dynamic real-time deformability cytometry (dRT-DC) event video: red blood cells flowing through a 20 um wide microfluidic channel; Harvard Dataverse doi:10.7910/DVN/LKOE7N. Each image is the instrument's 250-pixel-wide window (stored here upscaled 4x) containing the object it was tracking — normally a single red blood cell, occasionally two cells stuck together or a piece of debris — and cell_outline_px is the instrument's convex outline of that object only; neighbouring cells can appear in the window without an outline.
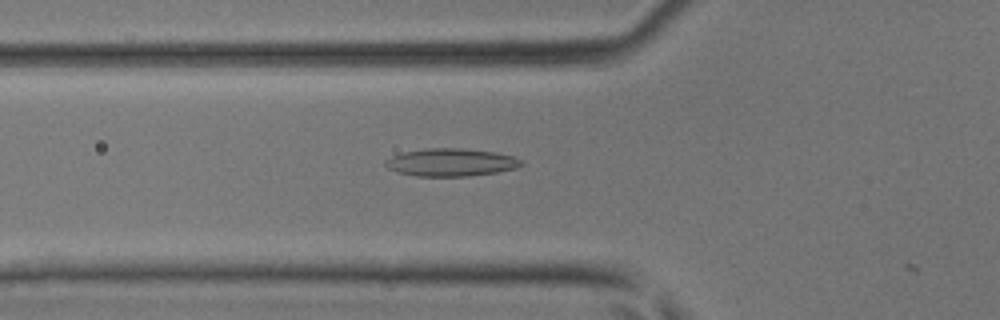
{"species": "common noctule bat (a hibernating species)", "species_latin": "Nyctalus noctula", "temperature_condition": "room temperature", "stored_images_in_passage": 23, "camera_frame_rate_fps": 3000, "um_per_image_px": 0.085, "animal": {"sex": "male", "body_mass_g": 17.9, "forearm_length_mm": 54.2}, "frame": {"image": 1, "passage_image": 2, "time_ms": 0.333, "image_size_px": [1000, 320], "cell_outline_px": [[524, 164], [516, 168], [496, 172], [468, 176], [416, 176], [396, 172], [388, 168], [384, 164], [384, 160], [400, 152], [428, 148], [464, 148], [496, 152], [512, 156], [524, 160]], "centroid_in_image_um": [38.32, 13.79], "position_along_channel_um": 87.5, "area_um2": 22.2}}
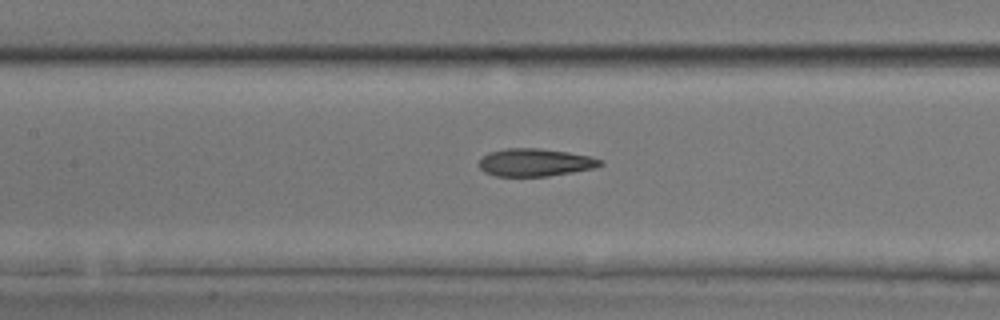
{"frame": {"image": 2, "passage_image": 7, "time_ms": 2.0, "image_size_px": [1000, 320], "cell_outline_px": [[604, 164], [592, 168], [572, 172], [548, 176], [496, 176], [484, 172], [480, 168], [480, 160], [488, 152], [504, 148], [536, 148], [568, 152], [592, 156], [600, 160]], "centroid_in_image_um": [45.47, 13.8], "position_along_channel_um": 161.9, "area_um2": 19.48}}
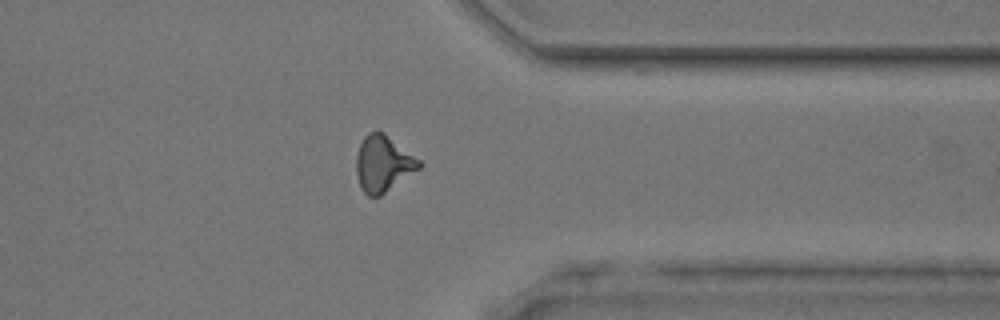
{"frame": {"image": 3, "passage_image": 22, "time_ms": 7.0, "image_size_px": [1000, 320], "cell_outline_px": [[424, 164], [420, 168], [380, 196], [368, 196], [360, 188], [356, 172], [356, 156], [360, 144], [364, 136], [368, 132], [376, 128], [384, 132], [420, 160]], "centroid_in_image_um": [32.55, 13.88], "position_along_channel_um": 378.8, "area_um2": 20.75}}